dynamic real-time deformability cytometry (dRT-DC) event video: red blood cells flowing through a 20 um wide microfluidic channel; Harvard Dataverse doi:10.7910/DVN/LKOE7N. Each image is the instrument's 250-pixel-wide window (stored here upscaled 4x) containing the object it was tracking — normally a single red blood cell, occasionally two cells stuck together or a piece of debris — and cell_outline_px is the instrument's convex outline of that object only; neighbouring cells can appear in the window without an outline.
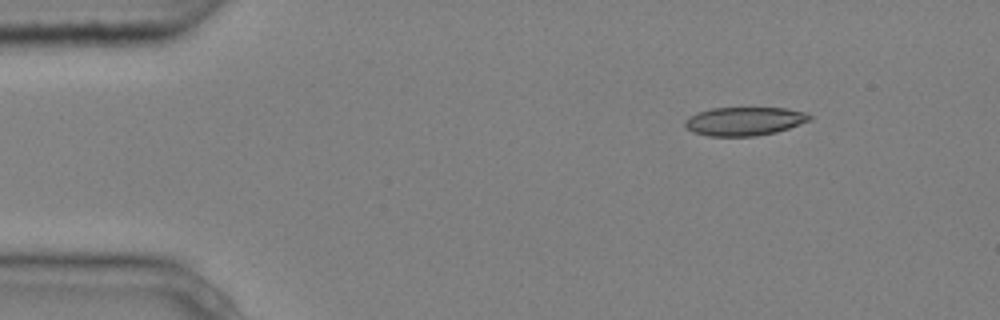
{"species": "common noctule bat (a hibernating species)", "species_latin": "Nyctalus noctula", "temperature_condition": "cold", "stored_images_in_passage": 6, "camera_frame_rate_fps": 3000, "um_per_image_px": 0.085, "animal": {"sex": "male", "body_mass_g": 20.4}, "frame": {"image": 1, "passage_image": 1, "time_ms": 0.0, "image_size_px": [1000, 320], "cell_outline_px": [[812, 120], [776, 132], [756, 136], [708, 136], [692, 132], [684, 124], [684, 120], [688, 116], [712, 108], [784, 108], [808, 112], [812, 116]], "centroid_in_image_um": [63.29, 10.3], "position_along_channel_um": 21.7, "area_um2": 20.81}}
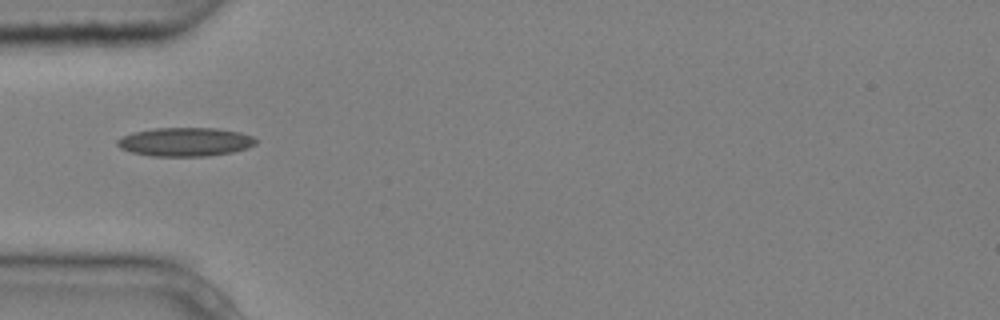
{"frame": {"image": 2, "passage_image": 4, "time_ms": 1.0, "image_size_px": [1000, 320], "cell_outline_px": [[256, 144], [248, 148], [232, 152], [208, 156], [152, 156], [132, 152], [120, 148], [116, 144], [116, 140], [132, 132], [156, 128], [216, 128], [240, 132], [252, 136], [256, 140]], "centroid_in_image_um": [15.75, 12.06], "position_along_channel_um": 69.3, "area_um2": 23.18}}
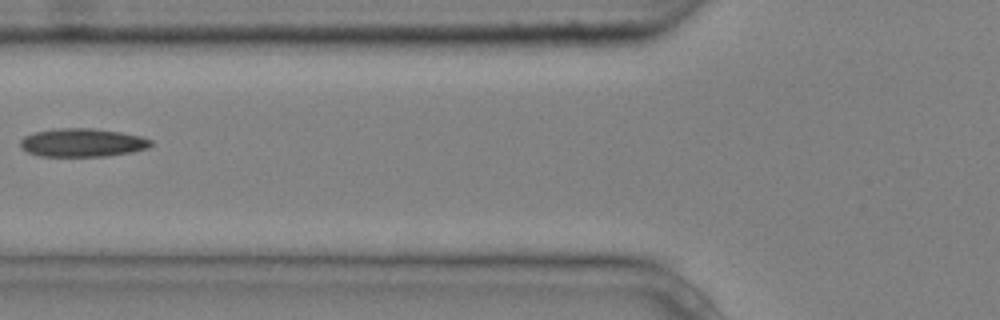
{"frame": {"image": 3, "passage_image": 5, "time_ms": 1.333, "image_size_px": [1000, 320], "cell_outline_px": [[152, 144], [148, 148], [132, 152], [108, 156], [40, 156], [28, 152], [20, 148], [20, 140], [24, 136], [36, 132], [56, 128], [92, 128], [120, 132], [140, 136], [152, 140]], "centroid_in_image_um": [7.0, 12.12], "position_along_channel_um": 118.8, "area_um2": 21.62}}